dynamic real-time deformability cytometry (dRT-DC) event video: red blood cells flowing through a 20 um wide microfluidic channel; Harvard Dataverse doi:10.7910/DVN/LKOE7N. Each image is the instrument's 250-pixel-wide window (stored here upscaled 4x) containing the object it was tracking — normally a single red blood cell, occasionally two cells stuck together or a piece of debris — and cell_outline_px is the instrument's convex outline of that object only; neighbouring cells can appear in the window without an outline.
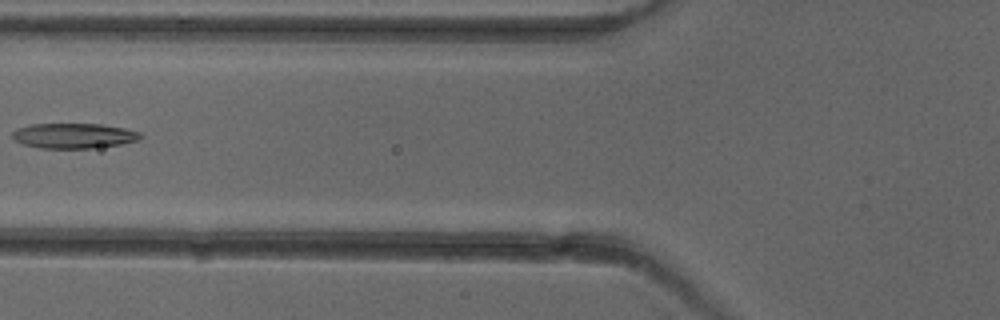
{"species": "common noctule bat (a hibernating species)", "species_latin": "Nyctalus noctula", "temperature_condition": "cold", "stored_images_in_passage": 6, "camera_frame_rate_fps": 3000, "um_per_image_px": 0.085, "animal": {"sex": "female"}, "frame": {"image": 1, "passage_image": 6, "time_ms": 6.0, "image_size_px": [1000, 320], "cell_outline_px": [[144, 136], [136, 140], [120, 144], [92, 148], [40, 148], [24, 144], [12, 140], [12, 132], [16, 128], [32, 124], [100, 124], [124, 128], [140, 132]], "centroid_in_image_um": [6.23, 11.53], "position_along_channel_um": 119.6, "area_um2": 18.73}}